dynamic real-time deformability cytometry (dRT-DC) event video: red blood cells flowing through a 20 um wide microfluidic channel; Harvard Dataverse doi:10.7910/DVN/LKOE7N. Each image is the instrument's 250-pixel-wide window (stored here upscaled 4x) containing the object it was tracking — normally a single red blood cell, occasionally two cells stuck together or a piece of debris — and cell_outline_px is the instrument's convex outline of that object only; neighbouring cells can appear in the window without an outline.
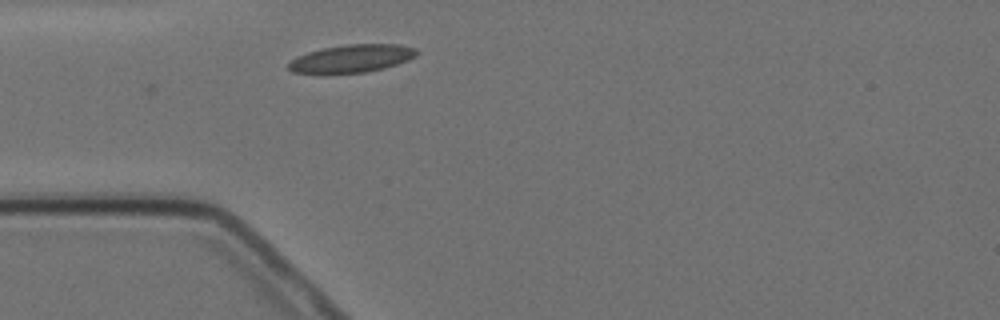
{"species": "Egyptian fruit bat (a non-hibernating species)", "species_latin": "Rousettus aegyptiacus", "temperature_condition": "cold", "stored_images_in_passage": 1, "camera_frame_rate_fps": 3000, "um_per_image_px": 0.085, "animal": {"sex": "female"}, "frame": {"image": 1, "passage_image": 1, "time_ms": 0.0, "image_size_px": [1000, 320], "cell_outline_px": [[416, 56], [408, 60], [384, 68], [364, 72], [292, 72], [288, 68], [288, 64], [292, 60], [308, 52], [324, 48], [344, 44], [400, 44], [416, 48]], "centroid_in_image_um": [29.95, 4.95], "position_along_channel_um": 55.0, "area_um2": 20.23}}